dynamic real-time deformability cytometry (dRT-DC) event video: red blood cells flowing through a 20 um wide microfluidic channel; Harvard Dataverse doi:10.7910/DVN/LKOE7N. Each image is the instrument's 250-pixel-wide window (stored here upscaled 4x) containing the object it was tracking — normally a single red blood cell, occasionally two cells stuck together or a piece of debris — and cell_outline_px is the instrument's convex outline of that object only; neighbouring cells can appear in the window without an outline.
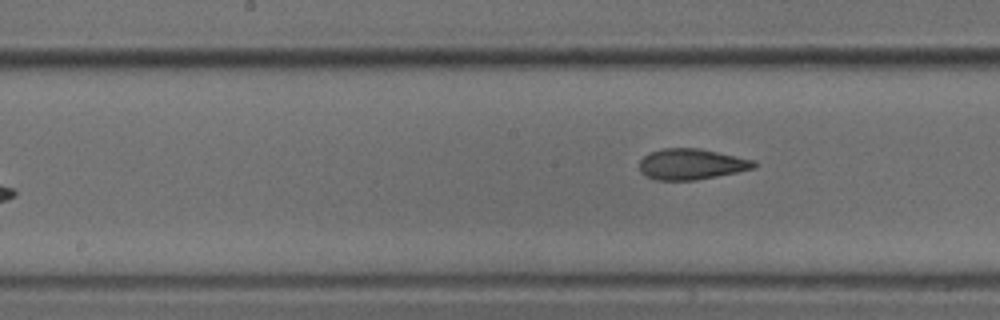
{"species": "common noctule bat (a hibernating species)", "species_latin": "Nyctalus noctula", "temperature_condition": "cold", "stored_images_in_passage": 9, "camera_frame_rate_fps": 3000, "um_per_image_px": 0.085, "animal": {"sex": "male", "body_mass_g": 18.8}, "frame": {"image": 1, "passage_image": 9, "time_ms": 2.667, "image_size_px": [1000, 320], "cell_outline_px": [[756, 168], [696, 180], [656, 180], [644, 176], [640, 172], [640, 160], [644, 156], [652, 152], [664, 148], [700, 148], [756, 160]], "centroid_in_image_um": [58.77, 13.95], "position_along_channel_um": 189.4, "area_um2": 20.63}}